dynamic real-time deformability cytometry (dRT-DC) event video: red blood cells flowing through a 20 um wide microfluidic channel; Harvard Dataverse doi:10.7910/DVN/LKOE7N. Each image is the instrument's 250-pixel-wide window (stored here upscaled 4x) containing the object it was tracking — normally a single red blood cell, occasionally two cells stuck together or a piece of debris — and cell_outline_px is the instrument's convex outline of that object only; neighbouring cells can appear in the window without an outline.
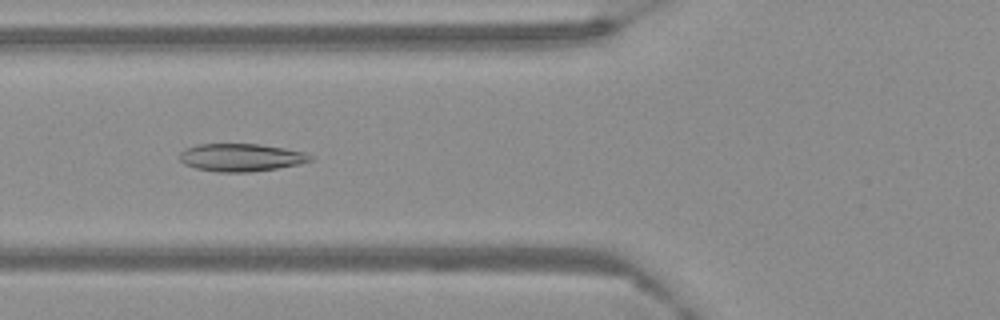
{"species": "Egyptian fruit bat (a non-hibernating species)", "species_latin": "Rousettus aegyptiacus", "temperature_condition": "warm", "stored_images_in_passage": 61, "camera_frame_rate_fps": 3000, "um_per_image_px": 0.085, "frame": {"image": 1, "passage_image": 23, "time_ms": 7.333, "image_size_px": [1000, 320], "cell_outline_px": [[312, 160], [300, 164], [276, 168], [248, 172], [220, 172], [196, 168], [184, 164], [180, 160], [180, 152], [188, 148], [200, 144], [260, 144], [284, 148], [304, 152], [312, 156]], "centroid_in_image_um": [20.5, 13.38], "position_along_channel_um": 105.3, "area_um2": 20.92}}
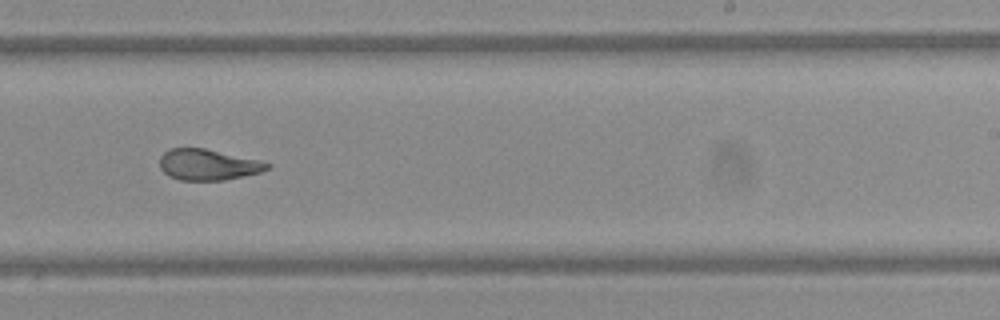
{"frame": {"image": 2, "passage_image": 38, "time_ms": 12.333, "image_size_px": [1000, 320], "cell_outline_px": [[272, 168], [260, 172], [224, 180], [180, 180], [168, 176], [160, 168], [160, 156], [168, 148], [204, 148], [256, 160], [272, 164]], "centroid_in_image_um": [17.64, 14.0], "position_along_channel_um": 271.4, "area_um2": 19.25}}
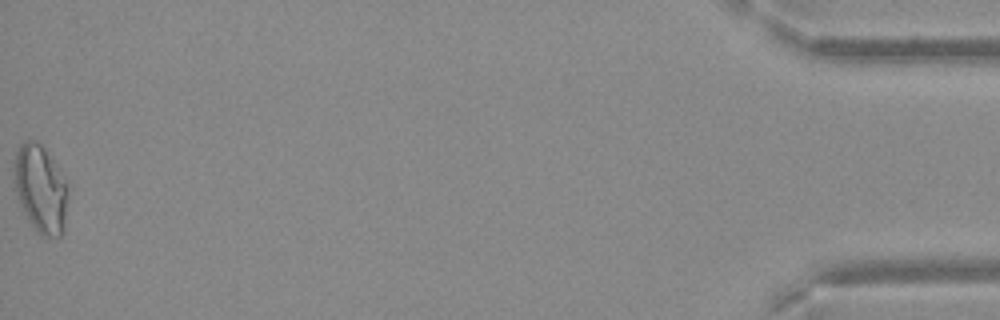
{"frame": {"image": 3, "passage_image": 61, "time_ms": 20.0, "image_size_px": [1000, 320], "cell_outline_px": [[72, 184], [64, 232], [60, 236], [40, 236], [36, 232], [28, 220], [12, 188], [16, 152], [20, 144], [24, 140], [36, 140], [44, 148]], "centroid_in_image_um": [3.51, 16.07], "position_along_channel_um": 431.7, "area_um2": 28.96}}